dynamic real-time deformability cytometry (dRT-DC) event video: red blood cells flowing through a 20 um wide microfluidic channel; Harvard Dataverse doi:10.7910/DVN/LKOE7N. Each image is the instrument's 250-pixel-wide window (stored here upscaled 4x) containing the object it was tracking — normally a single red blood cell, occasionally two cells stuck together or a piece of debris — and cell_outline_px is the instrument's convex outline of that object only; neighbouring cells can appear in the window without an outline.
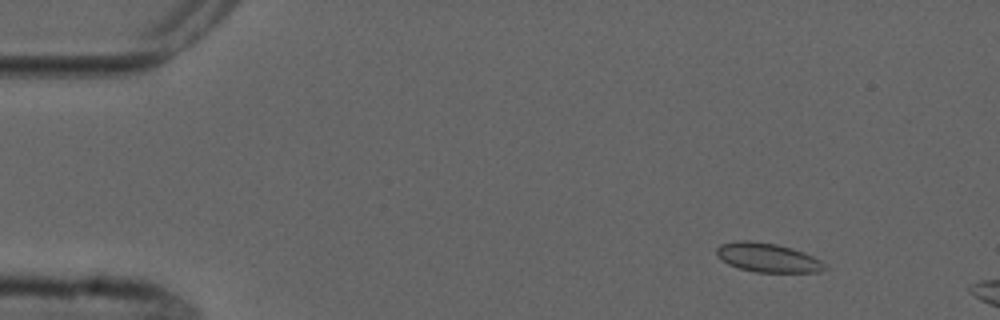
{"species": "common noctule bat (a hibernating species)", "species_latin": "Nyctalus noctula", "temperature_condition": "cold", "stored_images_in_passage": 4, "camera_frame_rate_fps": 3000, "um_per_image_px": 0.085, "animal": {"sex": "male", "forearm_length_mm": 52.5}, "frame": {"image": 1, "passage_image": 2, "time_ms": 2.0, "image_size_px": [1000, 320], "cell_outline_px": [[828, 268], [820, 272], [756, 272], [740, 268], [728, 264], [720, 260], [716, 256], [716, 248], [720, 244], [736, 240], [752, 240], [776, 244], [792, 248], [804, 252], [828, 264]], "centroid_in_image_um": [65.25, 21.89], "position_along_channel_um": 19.8, "area_um2": 18.61}}